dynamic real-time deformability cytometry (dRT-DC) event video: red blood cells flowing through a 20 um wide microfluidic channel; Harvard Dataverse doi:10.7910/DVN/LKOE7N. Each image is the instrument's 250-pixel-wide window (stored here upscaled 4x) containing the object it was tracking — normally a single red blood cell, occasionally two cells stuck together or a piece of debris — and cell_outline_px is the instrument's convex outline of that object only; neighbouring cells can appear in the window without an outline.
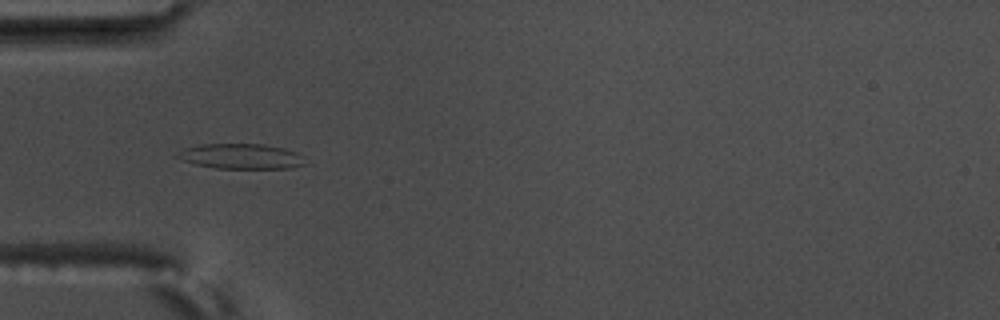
{"species": "common noctule bat (a hibernating species)", "species_latin": "Nyctalus noctula", "temperature_condition": "warm", "stored_images_in_passage": 6, "camera_frame_rate_fps": 3000, "um_per_image_px": 0.085, "animal": {"sex": "male", "body_mass_g": 17.5, "forearm_length_mm": 52.3}, "frame": {"image": 1, "passage_image": 5, "time_ms": 1.333, "image_size_px": [1000, 320], "cell_outline_px": [[308, 164], [292, 168], [216, 168], [196, 164], [184, 160], [176, 156], [176, 152], [184, 148], [200, 144], [264, 144], [284, 148], [296, 152], [304, 156]], "centroid_in_image_um": [20.55, 13.28], "position_along_channel_um": 64.4, "area_um2": 18.84}}